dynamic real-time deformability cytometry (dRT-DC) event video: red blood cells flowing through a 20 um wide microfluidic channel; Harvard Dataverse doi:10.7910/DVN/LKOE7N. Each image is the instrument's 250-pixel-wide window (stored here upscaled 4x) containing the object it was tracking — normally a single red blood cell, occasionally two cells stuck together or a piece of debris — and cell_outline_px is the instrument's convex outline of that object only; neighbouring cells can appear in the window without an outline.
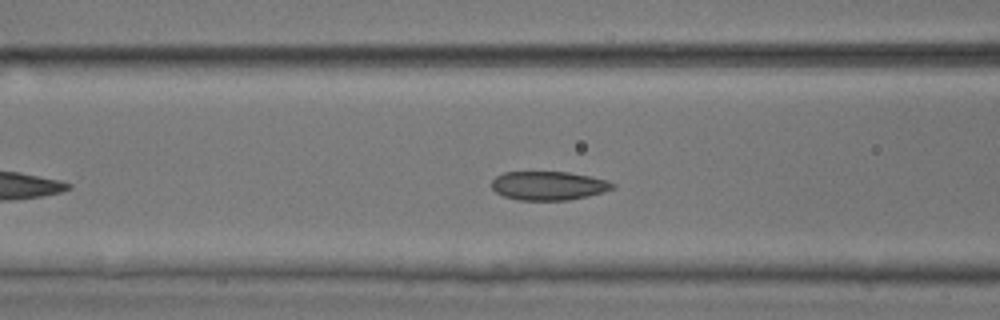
{"species": "common noctule bat (a hibernating species)", "species_latin": "Nyctalus noctula", "temperature_condition": "room temperature", "stored_images_in_passage": 36, "camera_frame_rate_fps": 3000, "um_per_image_px": 0.085, "animal": {"sex": "male", "body_mass_g": 17.9, "forearm_length_mm": 54.2}, "frame": {"image": 1, "passage_image": 11, "time_ms": 3.333, "image_size_px": [1000, 320], "cell_outline_px": [[616, 188], [588, 196], [568, 200], [516, 200], [504, 196], [496, 192], [492, 188], [492, 180], [496, 176], [504, 172], [568, 172], [608, 180], [616, 184]], "centroid_in_image_um": [46.63, 15.78], "position_along_channel_um": 120.0, "area_um2": 20.35}, "authors_computed_cell_mechanics": {"area_um2": 20.4323, "velocity_mm_per_s": 3.9583, "shape_relaxation_time_tau1_ms": 3.7198, "shape_relaxation_time_tau2_ms": 1.8369, "deformation_change_tau1": 0.0703, "deformation_change_tau2": 0.0647}}